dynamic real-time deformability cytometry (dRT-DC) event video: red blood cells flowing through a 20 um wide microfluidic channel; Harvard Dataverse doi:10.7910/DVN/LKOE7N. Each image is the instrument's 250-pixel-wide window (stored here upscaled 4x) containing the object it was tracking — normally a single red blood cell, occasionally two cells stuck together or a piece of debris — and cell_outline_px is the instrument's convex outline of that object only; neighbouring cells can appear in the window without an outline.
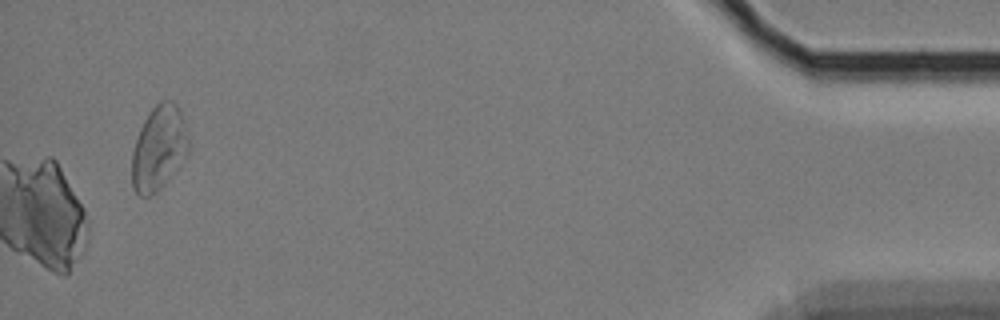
{"species": "Egyptian fruit bat (a non-hibernating species)", "species_latin": "Rousettus aegyptiacus", "temperature_condition": "cold", "stored_images_in_passage": 51, "camera_frame_rate_fps": 3000, "um_per_image_px": 0.085, "animal": {"sex": "female"}, "frame": {"image": 1, "passage_image": 51, "time_ms": 16.667, "image_size_px": [1000, 320], "cell_outline_px": [[188, 152], [184, 160], [168, 180], [156, 192], [148, 196], [140, 196], [132, 188], [132, 152], [140, 128], [144, 120], [152, 108], [160, 100], [172, 100], [180, 108], [188, 132]], "centroid_in_image_um": [13.51, 12.57], "position_along_channel_um": 421.7, "area_um2": 28.03}}